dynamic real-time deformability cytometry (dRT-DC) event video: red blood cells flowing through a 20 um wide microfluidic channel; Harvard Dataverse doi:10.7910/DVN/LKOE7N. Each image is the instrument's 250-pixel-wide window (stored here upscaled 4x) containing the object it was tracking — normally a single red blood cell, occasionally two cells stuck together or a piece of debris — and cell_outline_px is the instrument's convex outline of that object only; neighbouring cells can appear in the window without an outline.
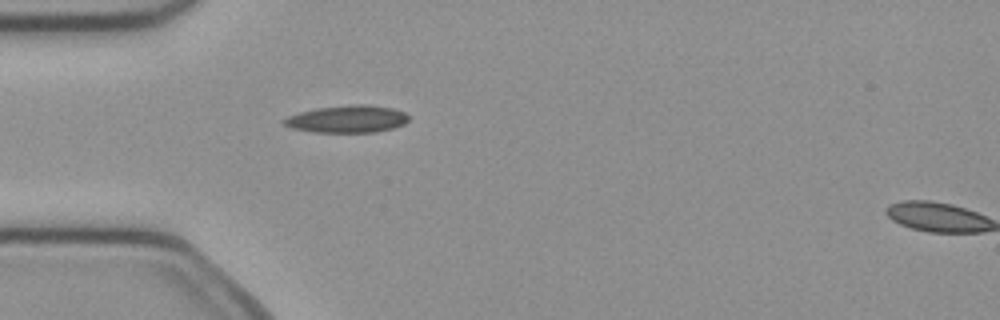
{"species": "common noctule bat (a hibernating species)", "species_latin": "Nyctalus noctula", "temperature_condition": "cold", "stored_images_in_passage": 2, "camera_frame_rate_fps": 3000, "um_per_image_px": 0.085, "animal": {"sex": "female", "body_mass_g": 21.9}, "frame": {"image": 1, "passage_image": 1, "time_ms": 0.0, "image_size_px": [1000, 320], "cell_outline_px": [[408, 120], [404, 124], [392, 128], [376, 132], [312, 132], [292, 128], [284, 124], [280, 120], [288, 116], [300, 112], [316, 108], [352, 104], [368, 104], [392, 108], [404, 112], [408, 116]], "centroid_in_image_um": [29.5, 10.11], "position_along_channel_um": 55.5, "area_um2": 19.88}}